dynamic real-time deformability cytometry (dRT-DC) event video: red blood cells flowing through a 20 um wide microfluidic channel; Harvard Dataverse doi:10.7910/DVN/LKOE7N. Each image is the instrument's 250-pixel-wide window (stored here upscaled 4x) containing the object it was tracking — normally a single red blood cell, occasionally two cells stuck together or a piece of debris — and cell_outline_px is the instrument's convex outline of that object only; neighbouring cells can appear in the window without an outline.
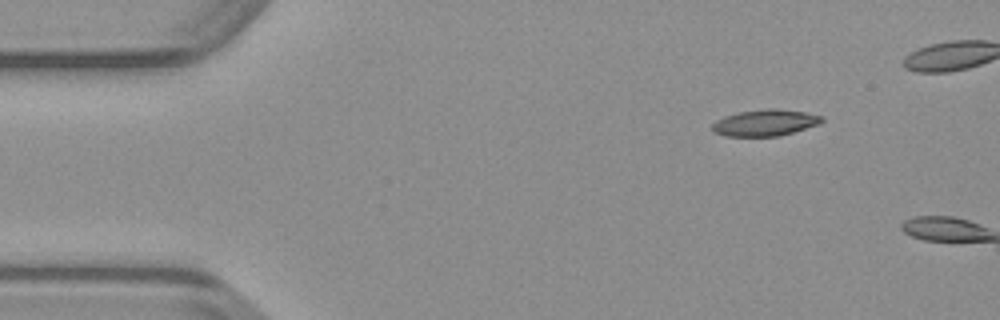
{"species": "common noctule bat (a hibernating species)", "species_latin": "Nyctalus noctula", "temperature_condition": "warm", "stored_images_in_passage": 2, "camera_frame_rate_fps": 3000, "um_per_image_px": 0.085, "animal": {"sex": "male", "body_mass_g": 23.1, "forearm_length_mm": 52.7}, "frame": {"image": 1, "passage_image": 1, "time_ms": 0.0, "image_size_px": [1000, 320], "cell_outline_px": [[824, 120], [820, 124], [780, 136], [724, 136], [712, 132], [712, 124], [716, 120], [724, 116], [740, 112], [768, 108], [776, 108], [804, 112], [824, 116]], "centroid_in_image_um": [65.04, 10.43], "position_along_channel_um": 20.0, "area_um2": 16.99}}